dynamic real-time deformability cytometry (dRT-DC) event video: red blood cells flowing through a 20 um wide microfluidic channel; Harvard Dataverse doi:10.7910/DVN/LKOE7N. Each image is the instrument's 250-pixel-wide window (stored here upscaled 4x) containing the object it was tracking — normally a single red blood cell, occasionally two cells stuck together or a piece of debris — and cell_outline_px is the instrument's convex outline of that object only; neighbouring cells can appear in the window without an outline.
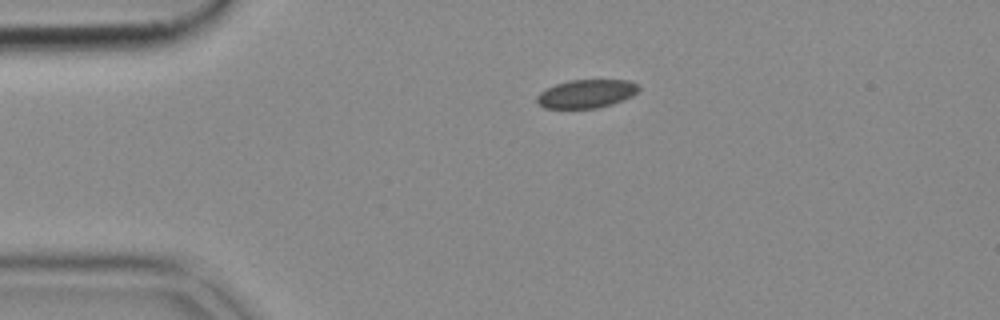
{"species": "common noctule bat (a hibernating species)", "species_latin": "Nyctalus noctula", "temperature_condition": "cold", "stored_images_in_passage": 43, "camera_frame_rate_fps": 3000, "um_per_image_px": 0.085, "animal": {"sex": "female", "body_mass_g": 18.4}, "frame": {"image": 1, "passage_image": 1, "time_ms": 0.0, "image_size_px": [1000, 320], "cell_outline_px": [[640, 88], [632, 96], [596, 108], [544, 108], [536, 100], [536, 96], [540, 92], [556, 84], [568, 80], [628, 80], [636, 84]], "centroid_in_image_um": [49.81, 7.96], "position_along_channel_um": 35.2, "area_um2": 16.53}}
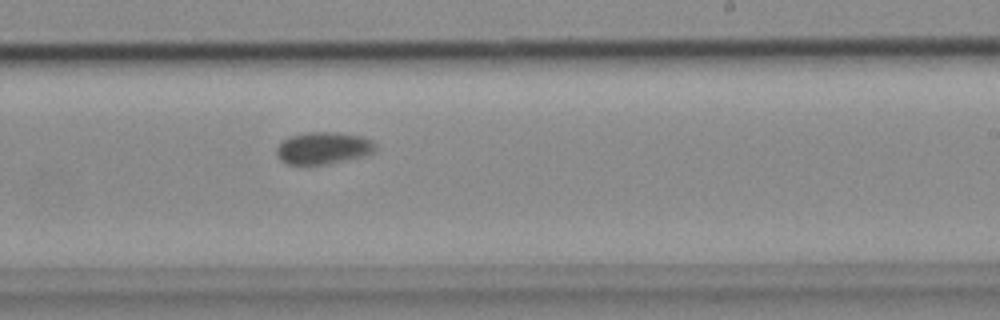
{"frame": {"image": 2, "passage_image": 22, "time_ms": 7.0, "image_size_px": [1000, 320], "cell_outline_px": [[376, 148], [372, 152], [360, 156], [328, 164], [300, 168], [288, 164], [280, 160], [276, 152], [276, 148], [284, 140], [292, 136], [304, 132], [336, 132], [360, 136], [372, 140], [376, 144]], "centroid_in_image_um": [27.42, 12.62], "position_along_channel_um": 261.6, "area_um2": 18.79}}
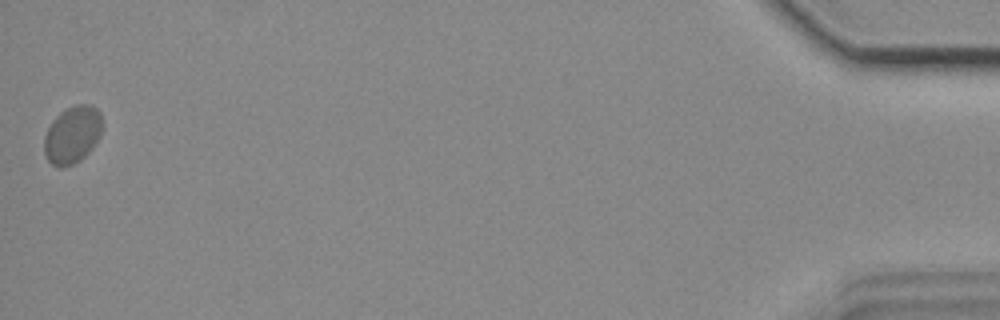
{"frame": {"image": 3, "passage_image": 43, "time_ms": 14.0, "image_size_px": [1000, 320], "cell_outline_px": [[100, 136], [92, 148], [80, 160], [72, 164], [60, 168], [52, 164], [48, 160], [44, 152], [44, 136], [52, 120], [64, 108], [76, 104], [88, 104], [96, 108], [100, 112]], "centroid_in_image_um": [6.12, 11.44], "position_along_channel_um": 429.1, "area_um2": 19.31}}